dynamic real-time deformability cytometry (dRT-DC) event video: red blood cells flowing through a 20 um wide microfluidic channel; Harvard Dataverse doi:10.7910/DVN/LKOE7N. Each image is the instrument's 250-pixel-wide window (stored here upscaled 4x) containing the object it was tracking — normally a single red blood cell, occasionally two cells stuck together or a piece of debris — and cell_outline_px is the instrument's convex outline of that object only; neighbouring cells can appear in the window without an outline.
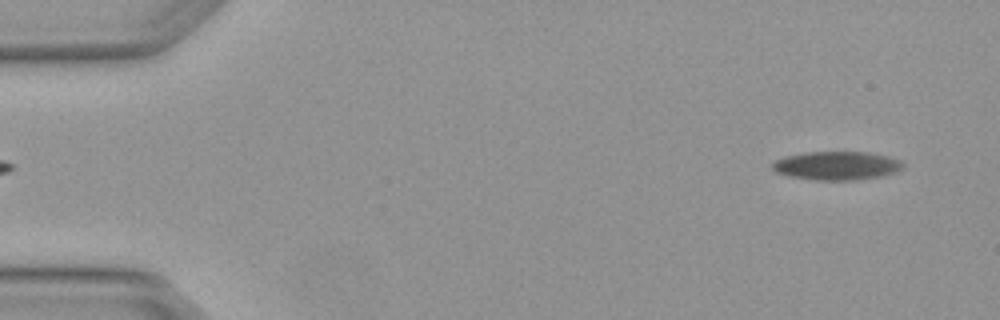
{"species": "Egyptian fruit bat (a non-hibernating species)", "species_latin": "Rousettus aegyptiacus", "temperature_condition": "warm", "stored_images_in_passage": 5, "segment_of_instrument_passage": [1, 2], "camera_frame_rate_fps": 3000, "um_per_image_px": 0.085, "animal": {"sex": "female"}, "frame": {"image": 1, "passage_image": 1, "time_ms": 0.0, "image_size_px": [1000, 320], "cell_outline_px": [[904, 168], [896, 172], [880, 176], [856, 180], [816, 180], [788, 176], [776, 172], [772, 168], [772, 164], [776, 160], [784, 156], [804, 152], [868, 152], [888, 156], [900, 160], [904, 164]], "centroid_in_image_um": [71.13, 14.08], "position_along_channel_um": 13.9, "area_um2": 21.85}}